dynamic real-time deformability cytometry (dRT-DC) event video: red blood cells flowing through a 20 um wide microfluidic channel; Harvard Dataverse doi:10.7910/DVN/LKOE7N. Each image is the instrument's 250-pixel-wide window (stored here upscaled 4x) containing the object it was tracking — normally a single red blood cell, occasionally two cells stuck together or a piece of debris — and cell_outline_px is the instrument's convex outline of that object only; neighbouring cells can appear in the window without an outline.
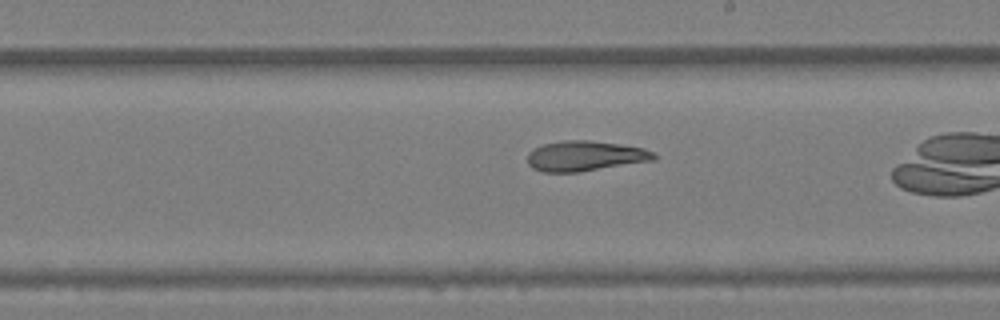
{"species": "Egyptian fruit bat (a non-hibernating species)", "species_latin": "Rousettus aegyptiacus", "temperature_condition": "warm", "stored_images_in_passage": 39, "camera_frame_rate_fps": 3000, "um_per_image_px": 0.085, "animal": {"sex": "female"}, "frame": {"image": 1, "passage_image": 28, "time_ms": 9.0, "image_size_px": [1000, 320], "cell_outline_px": [[656, 160], [580, 172], [544, 172], [532, 168], [528, 164], [528, 152], [532, 148], [544, 144], [564, 140], [588, 140], [620, 144], [644, 148], [652, 152], [656, 156]], "centroid_in_image_um": [49.72, 13.26], "position_along_channel_um": 239.3, "area_um2": 22.37}}